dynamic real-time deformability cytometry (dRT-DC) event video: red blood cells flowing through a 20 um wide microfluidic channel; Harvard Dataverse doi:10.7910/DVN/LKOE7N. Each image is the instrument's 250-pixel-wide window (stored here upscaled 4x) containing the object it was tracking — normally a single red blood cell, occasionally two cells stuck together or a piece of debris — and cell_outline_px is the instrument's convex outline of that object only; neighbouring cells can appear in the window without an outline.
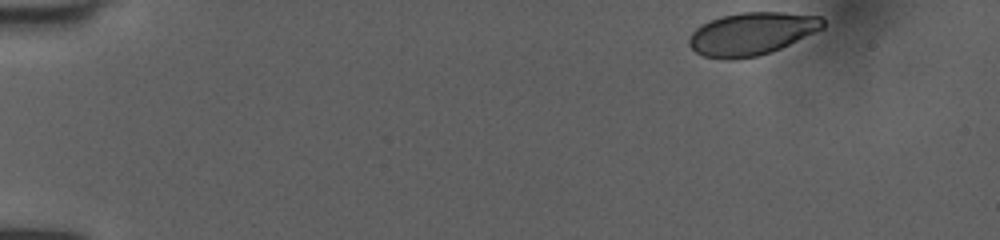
{"species": "human", "species_latin": "Homo sapiens", "temperature_condition": "room temperature", "stored_images_in_passage": 47, "camera_frame_rate_fps": 3000, "um_per_image_px": 0.085, "donor": {"sex": "female"}, "frame": {"image": 1, "passage_image": 1, "time_ms": 0.0, "image_size_px": [1000, 240], "cell_outline_px": [[824, 28], [780, 48], [756, 56], [728, 60], [704, 56], [696, 52], [688, 44], [688, 40], [692, 32], [696, 28], [720, 16], [740, 12], [784, 12], [820, 16], [824, 20]], "centroid_in_image_um": [63.89, 2.86], "position_along_channel_um": 21.1, "area_um2": 33.06}}
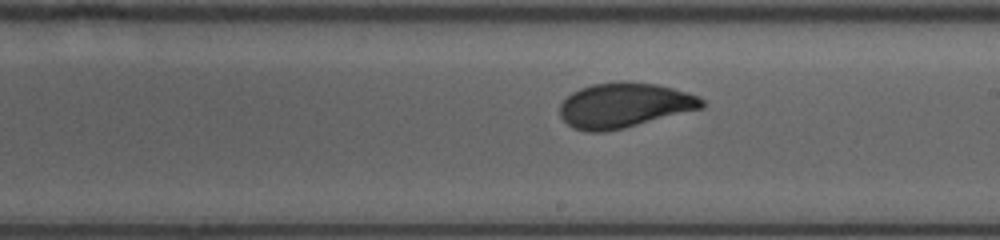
{"frame": {"image": 2, "passage_image": 26, "time_ms": 8.333, "image_size_px": [1000, 240], "cell_outline_px": [[704, 108], [624, 128], [604, 132], [588, 132], [572, 128], [560, 116], [560, 104], [572, 92], [580, 88], [592, 84], [656, 84], [688, 92], [700, 96], [704, 100]], "centroid_in_image_um": [53.08, 8.99], "position_along_channel_um": 235.9, "area_um2": 36.53}}
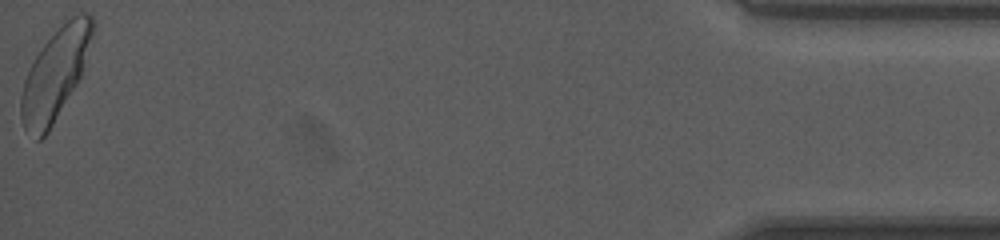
{"frame": {"image": 3, "passage_image": 47, "time_ms": 15.333, "image_size_px": [1000, 240], "cell_outline_px": [[96, 28], [80, 76], [76, 84], [48, 132], [40, 140], [36, 140], [24, 128], [20, 116], [20, 96], [24, 80], [36, 56], [44, 44], [72, 16], [80, 12], [92, 12], [96, 20]], "centroid_in_image_um": [4.72, 6.28], "position_along_channel_um": 430.5, "area_um2": 37.51}, "authors_computed_cell_mechanics": {"area_um2": 36.5296, "velocity_mm_per_s": 3.9998, "shape_relaxation_time_tau1_ms": 3.668, "shape_relaxation_time_tau2_ms": null, "deformation_change_tau1": 0.1223, "deformation_change_tau2": null}}